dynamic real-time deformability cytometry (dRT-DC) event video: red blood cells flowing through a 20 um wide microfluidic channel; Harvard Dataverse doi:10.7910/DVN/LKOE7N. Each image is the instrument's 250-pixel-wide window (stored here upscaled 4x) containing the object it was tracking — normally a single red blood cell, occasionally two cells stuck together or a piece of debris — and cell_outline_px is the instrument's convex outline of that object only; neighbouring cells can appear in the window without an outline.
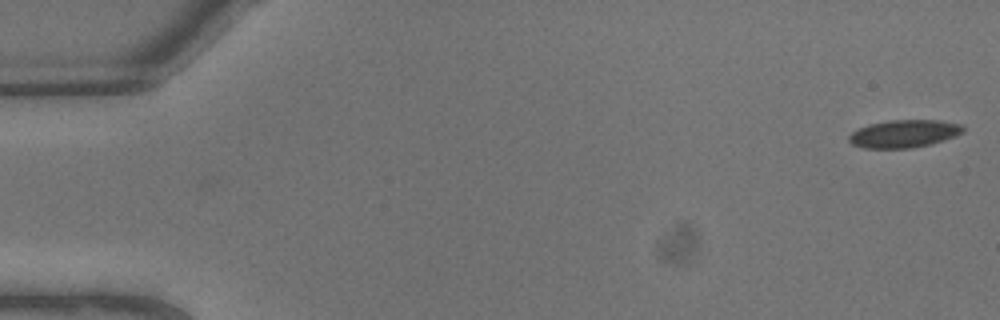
{"species": "common noctule bat (a hibernating species)", "species_latin": "Nyctalus noctula", "temperature_condition": "warm", "stored_images_in_passage": 3, "camera_frame_rate_fps": 3000, "um_per_image_px": 0.085, "animal": {"sex": "male", "body_mass_g": 13.3}, "frame": {"image": 1, "passage_image": 3, "time_ms": 0.667, "image_size_px": [1000, 320], "cell_outline_px": [[964, 132], [956, 136], [932, 144], [912, 148], [864, 148], [852, 144], [848, 140], [848, 136], [852, 132], [860, 128], [872, 124], [888, 120], [940, 120], [964, 124]], "centroid_in_image_um": [76.9, 11.36], "position_along_channel_um": 8.1, "area_um2": 18.55}}